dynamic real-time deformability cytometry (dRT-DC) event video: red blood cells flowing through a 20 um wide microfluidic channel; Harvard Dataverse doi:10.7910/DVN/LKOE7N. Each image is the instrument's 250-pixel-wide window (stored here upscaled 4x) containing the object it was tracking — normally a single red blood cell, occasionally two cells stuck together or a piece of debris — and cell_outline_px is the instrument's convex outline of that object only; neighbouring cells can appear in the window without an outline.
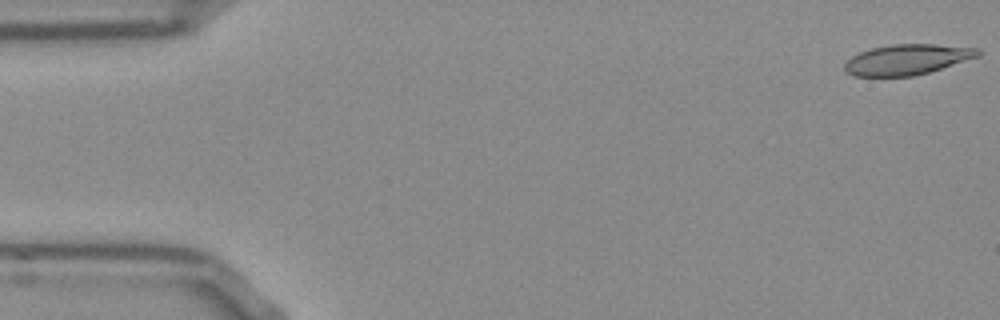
{"species": "Egyptian fruit bat (a non-hibernating species)", "species_latin": "Rousettus aegyptiacus", "temperature_condition": "room temperature", "stored_images_in_passage": 9, "camera_frame_rate_fps": 3000, "um_per_image_px": 0.085, "frame": {"image": 1, "passage_image": 1, "time_ms": 0.0, "image_size_px": [1000, 320], "cell_outline_px": [[980, 56], [928, 72], [912, 76], [852, 76], [844, 68], [844, 64], [852, 56], [860, 52], [872, 48], [892, 44], [936, 44], [980, 48]], "centroid_in_image_um": [77.12, 5.05], "position_along_channel_um": 7.9, "area_um2": 23.52}}